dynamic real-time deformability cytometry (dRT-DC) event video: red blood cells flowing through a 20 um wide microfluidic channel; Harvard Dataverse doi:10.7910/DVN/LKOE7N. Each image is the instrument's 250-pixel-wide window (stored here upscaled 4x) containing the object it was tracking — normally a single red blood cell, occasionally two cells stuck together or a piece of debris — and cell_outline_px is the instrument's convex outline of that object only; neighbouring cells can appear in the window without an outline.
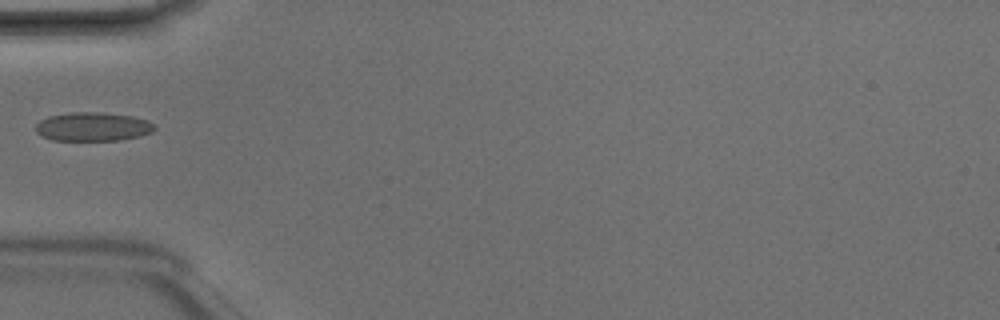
{"species": "Egyptian fruit bat (a non-hibernating species)", "species_latin": "Rousettus aegyptiacus", "temperature_condition": "room temperature", "stored_images_in_passage": 3, "camera_frame_rate_fps": 3000, "um_per_image_px": 0.085, "animal": {"sex": "male"}, "frame": {"image": 1, "passage_image": 2, "time_ms": 0.333, "image_size_px": [1000, 320], "cell_outline_px": [[156, 128], [152, 132], [140, 136], [120, 140], [52, 140], [36, 132], [36, 124], [40, 120], [48, 116], [72, 112], [100, 112], [132, 116], [148, 120], [156, 124]], "centroid_in_image_um": [7.93, 10.76], "position_along_channel_um": 77.1, "area_um2": 20.0}}